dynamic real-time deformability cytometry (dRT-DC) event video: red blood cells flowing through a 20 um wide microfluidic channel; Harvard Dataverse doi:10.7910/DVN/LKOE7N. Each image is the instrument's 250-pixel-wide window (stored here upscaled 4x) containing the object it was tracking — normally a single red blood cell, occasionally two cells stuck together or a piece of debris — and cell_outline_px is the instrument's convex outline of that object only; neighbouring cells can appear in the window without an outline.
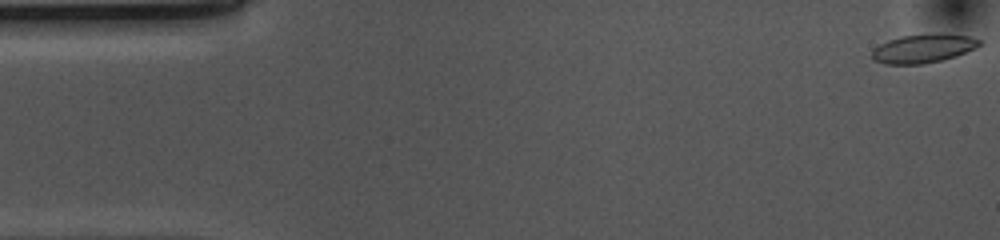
{"species": "common noctule bat (a hibernating species)", "species_latin": "Nyctalus noctula", "temperature_condition": "cold", "stored_images_in_passage": 53, "camera_frame_rate_fps": 3000, "um_per_image_px": 0.085, "animal": {"sex": "female", "body_mass_g": 10.0, "forearm_length_mm": 53.1}, "frame": {"image": 1, "passage_image": 1, "time_ms": 0.0, "image_size_px": [1000, 240], "cell_outline_px": [[984, 44], [976, 48], [956, 56], [944, 60], [924, 64], [884, 64], [872, 60], [872, 52], [880, 44], [888, 40], [900, 36], [968, 36], [980, 40]], "centroid_in_image_um": [78.45, 4.18], "position_along_channel_um": 6.5, "area_um2": 17.34}}
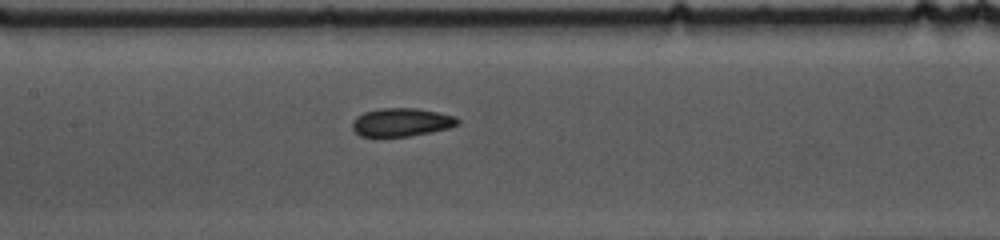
{"frame": {"image": 2, "passage_image": 24, "time_ms": 7.667, "image_size_px": [1000, 240], "cell_outline_px": [[460, 124], [448, 128], [432, 132], [408, 136], [360, 136], [352, 128], [352, 120], [356, 116], [364, 112], [380, 108], [416, 108], [456, 116], [460, 120]], "centroid_in_image_um": [34.13, 10.38], "position_along_channel_um": 173.3, "area_um2": 17.4}}
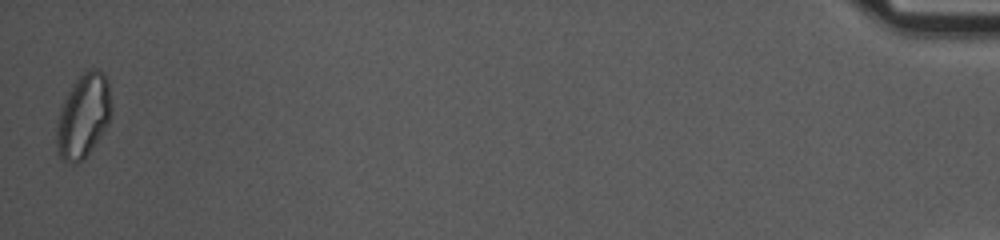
{"frame": {"image": 3, "passage_image": 53, "time_ms": 17.333, "image_size_px": [1000, 240], "cell_outline_px": [[112, 108], [108, 124], [84, 160], [64, 160], [56, 152], [56, 128], [60, 108], [72, 84], [80, 72], [88, 68], [100, 68], [104, 72], [108, 80]], "centroid_in_image_um": [7.09, 9.76], "position_along_channel_um": 428.1, "area_um2": 26.99}, "authors_computed_cell_mechanics": {"area_um2": 17.8602, "velocity_mm_per_s": 3.6796, "shape_relaxation_time_tau1_ms": null, "shape_relaxation_time_tau2_ms": 3.706, "deformation_change_tau1": null, "deformation_change_tau2": 0.0731}}